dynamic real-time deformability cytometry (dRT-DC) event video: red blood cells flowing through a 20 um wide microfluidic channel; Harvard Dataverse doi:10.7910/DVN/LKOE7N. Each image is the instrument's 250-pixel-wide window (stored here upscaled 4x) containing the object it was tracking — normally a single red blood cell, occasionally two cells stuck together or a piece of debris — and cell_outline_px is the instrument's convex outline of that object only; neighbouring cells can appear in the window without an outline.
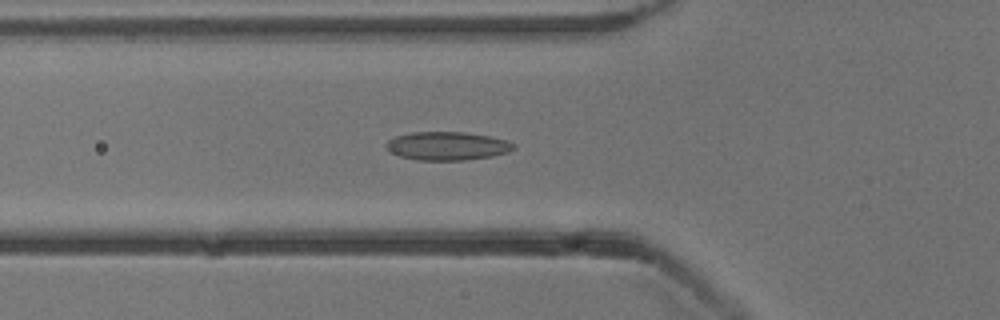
{"species": "common noctule bat (a hibernating species)", "species_latin": "Nyctalus noctula", "temperature_condition": "cold", "stored_images_in_passage": 40, "camera_frame_rate_fps": 3000, "um_per_image_px": 0.085, "animal": {"sex": "male", "body_mass_g": 13.3}, "frame": {"image": 1, "passage_image": 11, "time_ms": 3.333, "image_size_px": [1000, 320], "cell_outline_px": [[516, 148], [508, 152], [492, 156], [464, 160], [416, 160], [400, 156], [392, 152], [384, 144], [388, 140], [396, 136], [412, 132], [464, 132], [488, 136], [508, 140], [516, 144]], "centroid_in_image_um": [38.04, 12.4], "position_along_channel_um": 87.8, "area_um2": 21.1}}
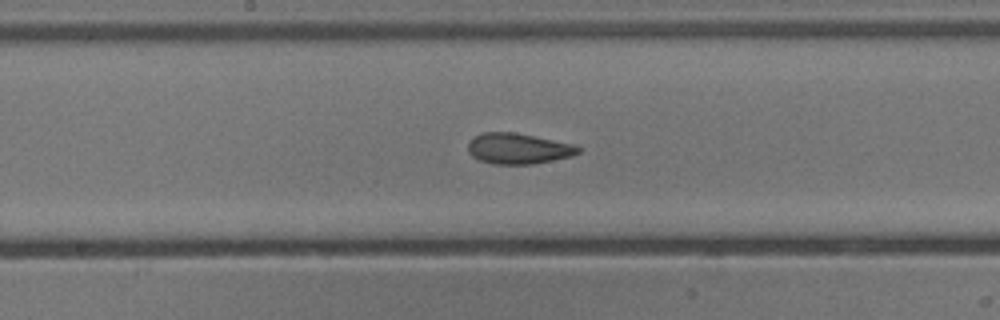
{"frame": {"image": 2, "passage_image": 20, "time_ms": 6.333, "image_size_px": [1000, 320], "cell_outline_px": [[580, 152], [572, 156], [532, 164], [492, 164], [480, 160], [472, 156], [468, 152], [468, 144], [476, 136], [484, 132], [512, 132], [576, 144], [580, 148]], "centroid_in_image_um": [44.07, 12.63], "position_along_channel_um": 204.1, "area_um2": 19.59}}
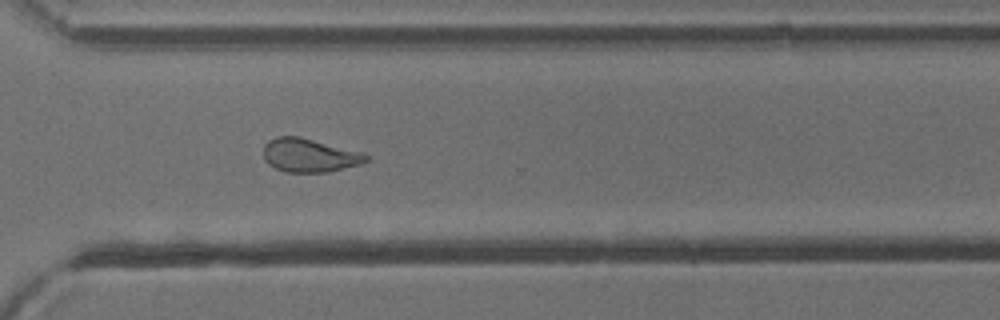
{"frame": {"image": 3, "passage_image": 31, "time_ms": 10.0, "image_size_px": [1000, 320], "cell_outline_px": [[368, 160], [360, 164], [328, 172], [284, 172], [268, 164], [264, 160], [264, 144], [268, 140], [276, 136], [300, 136], [360, 152], [368, 156]], "centroid_in_image_um": [26.25, 13.2], "position_along_channel_um": 344.4, "area_um2": 20.0}, "authors_computed_cell_mechanics": {"area_um2": 19.9988, "velocity_mm_per_s": 3.8441, "shape_relaxation_time_tau1_ms": 7.9984, "shape_relaxation_time_tau2_ms": 1.851, "deformation_change_tau1": 0.1768, "deformation_change_tau2": 0.0895}}